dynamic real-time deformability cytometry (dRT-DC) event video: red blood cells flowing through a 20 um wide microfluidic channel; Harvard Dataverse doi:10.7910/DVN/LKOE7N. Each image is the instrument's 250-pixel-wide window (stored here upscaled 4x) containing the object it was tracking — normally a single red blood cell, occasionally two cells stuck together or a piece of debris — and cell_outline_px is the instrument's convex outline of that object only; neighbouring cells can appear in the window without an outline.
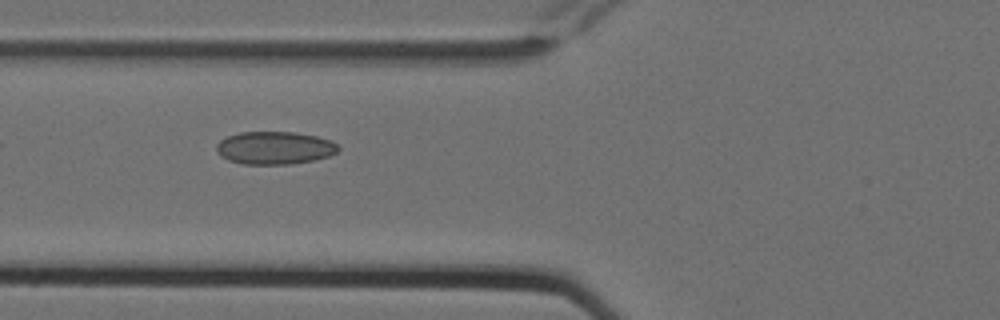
{"species": "Egyptian fruit bat (a non-hibernating species)", "species_latin": "Rousettus aegyptiacus", "temperature_condition": "cold", "stored_images_in_passage": 6, "camera_frame_rate_fps": 3000, "um_per_image_px": 0.085, "animal": {"sex": "female"}, "frame": {"image": 1, "passage_image": 6, "time_ms": 1.667, "image_size_px": [1000, 320], "cell_outline_px": [[340, 148], [336, 152], [328, 156], [312, 160], [292, 164], [244, 164], [228, 160], [220, 156], [216, 152], [216, 144], [220, 140], [228, 136], [240, 132], [296, 132], [316, 136], [328, 140], [336, 144]], "centroid_in_image_um": [23.3, 12.57], "position_along_channel_um": 102.5, "area_um2": 23.24}}